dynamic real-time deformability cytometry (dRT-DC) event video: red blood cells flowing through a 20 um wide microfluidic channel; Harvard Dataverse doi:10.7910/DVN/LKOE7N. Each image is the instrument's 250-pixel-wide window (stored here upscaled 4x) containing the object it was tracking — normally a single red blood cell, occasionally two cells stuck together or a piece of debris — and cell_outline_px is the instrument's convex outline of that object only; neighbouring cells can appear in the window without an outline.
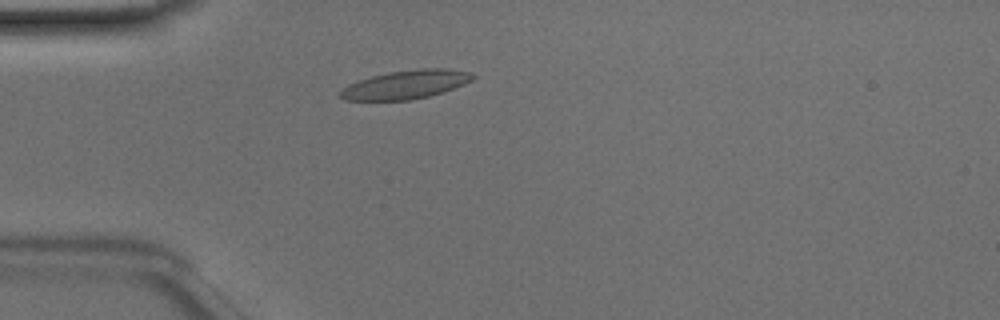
{"species": "Egyptian fruit bat (a non-hibernating species)", "species_latin": "Rousettus aegyptiacus", "temperature_condition": "room temperature", "stored_images_in_passage": 45, "camera_frame_rate_fps": 3000, "um_per_image_px": 0.085, "animal": {"sex": "male"}, "frame": {"image": 1, "passage_image": 9, "time_ms": 2.667, "image_size_px": [1000, 320], "cell_outline_px": [[476, 76], [472, 80], [464, 84], [428, 96], [408, 100], [344, 100], [340, 96], [340, 92], [348, 84], [372, 76], [392, 72], [420, 68], [444, 68], [472, 72]], "centroid_in_image_um": [34.51, 7.18], "position_along_channel_um": 50.5, "area_um2": 21.73}}
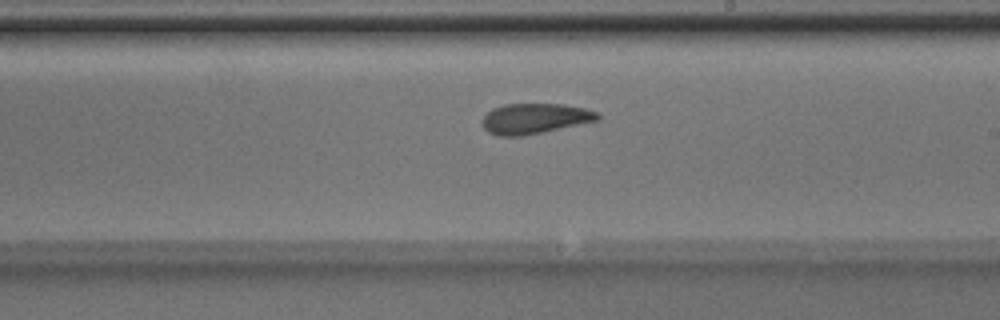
{"frame": {"image": 2, "passage_image": 24, "time_ms": 7.667, "image_size_px": [1000, 320], "cell_outline_px": [[600, 120], [524, 136], [496, 136], [488, 132], [480, 124], [480, 120], [492, 108], [504, 104], [564, 104], [584, 108], [600, 112]], "centroid_in_image_um": [45.44, 10.08], "position_along_channel_um": 243.6, "area_um2": 20.75}}
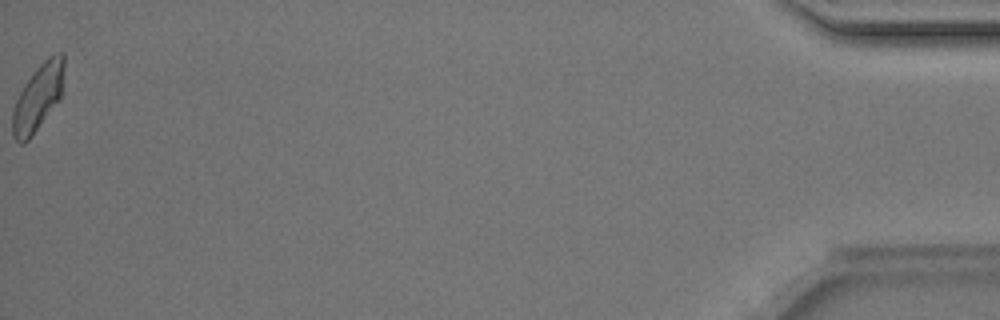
{"frame": {"image": 3, "passage_image": 45, "time_ms": 14.667, "image_size_px": [1000, 320], "cell_outline_px": [[64, 68], [60, 96], [32, 136], [24, 144], [20, 144], [12, 136], [12, 112], [16, 100], [24, 84], [36, 68], [48, 56], [56, 52], [64, 52]], "centroid_in_image_um": [3.2, 8.27], "position_along_channel_um": 432.0, "area_um2": 19.71}, "authors_computed_cell_mechanics": {"area_um2": 20.7502, "velocity_mm_per_s": 4.0943, "shape_relaxation_time_tau1_ms": 6.0226, "shape_relaxation_time_tau2_ms": 2.0898, "deformation_change_tau1": 0.1392, "deformation_change_tau2": 0.0824}}